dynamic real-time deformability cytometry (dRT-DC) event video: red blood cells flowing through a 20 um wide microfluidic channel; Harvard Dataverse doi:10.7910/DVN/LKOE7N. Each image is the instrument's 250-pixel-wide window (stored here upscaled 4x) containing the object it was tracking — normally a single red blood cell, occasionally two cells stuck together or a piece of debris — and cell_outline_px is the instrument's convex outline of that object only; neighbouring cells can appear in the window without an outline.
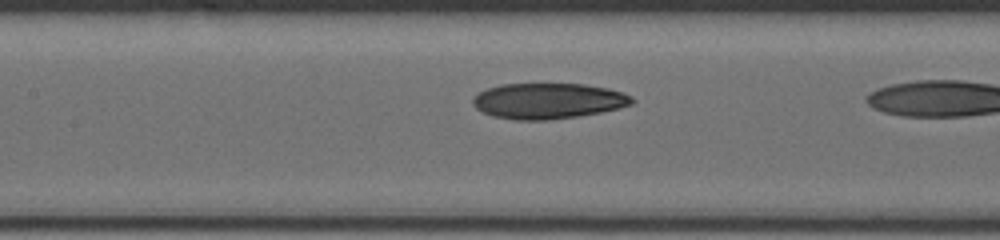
{"species": "human", "species_latin": "Homo sapiens", "temperature_condition": "cold", "stored_images_in_passage": 9, "camera_frame_rate_fps": 3000, "um_per_image_px": 0.085, "donor": {"sex": "male"}, "frame": {"image": 1, "passage_image": 8, "time_ms": 2.333, "image_size_px": [1000, 240], "cell_outline_px": [[636, 100], [632, 104], [620, 108], [600, 112], [576, 116], [548, 120], [516, 120], [492, 116], [476, 108], [472, 104], [472, 100], [480, 92], [488, 88], [500, 84], [584, 84], [608, 88], [632, 96]], "centroid_in_image_um": [46.6, 8.58], "position_along_channel_um": 160.8, "area_um2": 33.0}}